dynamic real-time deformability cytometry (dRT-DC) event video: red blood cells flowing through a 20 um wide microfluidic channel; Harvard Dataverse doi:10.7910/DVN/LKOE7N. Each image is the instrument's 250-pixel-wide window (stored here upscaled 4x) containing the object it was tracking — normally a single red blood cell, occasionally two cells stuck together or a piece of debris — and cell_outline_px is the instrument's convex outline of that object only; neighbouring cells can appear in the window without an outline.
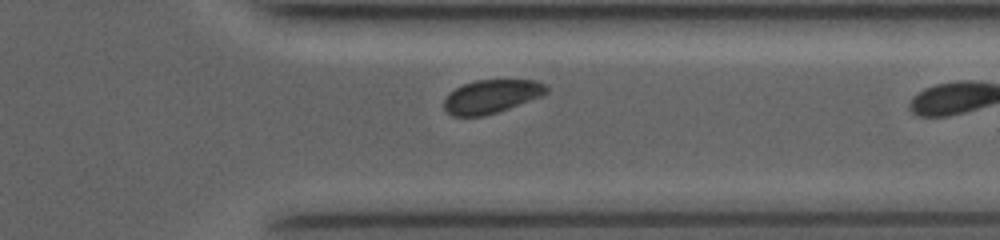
{"species": "common noctule bat (a hibernating species)", "species_latin": "Nyctalus noctula", "temperature_condition": "room temperature", "stored_images_in_passage": 17, "camera_frame_rate_fps": 4000, "um_per_image_px": 0.085, "animal": {"sex": "female", "body_mass_g": 19.0, "forearm_length_mm": 53.3}, "frame": {"image": 1, "passage_image": 15, "time_ms": 8.5, "image_size_px": [1000, 240], "cell_outline_px": [[548, 92], [544, 96], [484, 116], [452, 116], [444, 108], [444, 100], [456, 88], [464, 84], [476, 80], [536, 80], [544, 84], [548, 88]], "centroid_in_image_um": [41.81, 8.19], "position_along_channel_um": 369.6, "area_um2": 19.83}}